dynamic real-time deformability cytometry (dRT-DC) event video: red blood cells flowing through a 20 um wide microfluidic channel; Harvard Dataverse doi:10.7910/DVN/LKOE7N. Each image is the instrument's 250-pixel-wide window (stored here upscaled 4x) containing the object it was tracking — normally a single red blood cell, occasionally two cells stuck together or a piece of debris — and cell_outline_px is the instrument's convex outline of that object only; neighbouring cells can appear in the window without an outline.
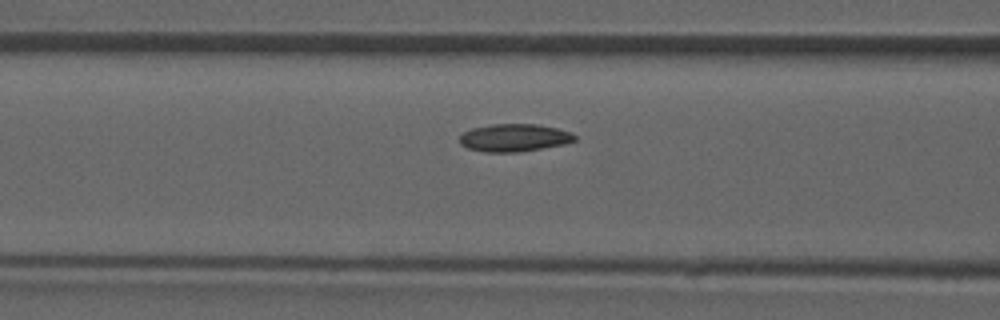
{"species": "common noctule bat (a hibernating species)", "species_latin": "Nyctalus noctula", "temperature_condition": "room temperature", "stored_images_in_passage": 6, "camera_frame_rate_fps": 3000, "um_per_image_px": 0.085, "animal": {"sex": "male", "forearm_length_mm": 52.5}, "frame": {"image": 1, "passage_image": 6, "time_ms": 6.333, "image_size_px": [1000, 320], "cell_outline_px": [[576, 140], [564, 144], [520, 152], [484, 152], [468, 148], [460, 144], [460, 136], [464, 132], [472, 128], [492, 124], [536, 124], [556, 128], [572, 132], [576, 136]], "centroid_in_image_um": [43.71, 11.71], "position_along_channel_um": 122.9, "area_um2": 18.55}}